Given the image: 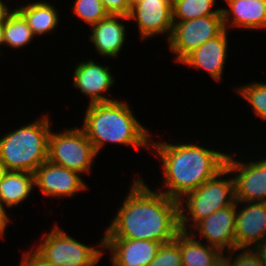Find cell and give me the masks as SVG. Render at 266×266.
Segmentation results:
<instances>
[{
	"instance_id": "cell-1",
	"label": "cell",
	"mask_w": 266,
	"mask_h": 266,
	"mask_svg": "<svg viewBox=\"0 0 266 266\" xmlns=\"http://www.w3.org/2000/svg\"><path fill=\"white\" fill-rule=\"evenodd\" d=\"M103 238L143 239L161 244L173 241L180 229L179 201L153 191L137 177Z\"/></svg>"
},
{
	"instance_id": "cell-2",
	"label": "cell",
	"mask_w": 266,
	"mask_h": 266,
	"mask_svg": "<svg viewBox=\"0 0 266 266\" xmlns=\"http://www.w3.org/2000/svg\"><path fill=\"white\" fill-rule=\"evenodd\" d=\"M151 151L162 161L164 186L157 190L177 201L222 171L226 167L228 155L205 148V145L169 144L152 139Z\"/></svg>"
},
{
	"instance_id": "cell-3",
	"label": "cell",
	"mask_w": 266,
	"mask_h": 266,
	"mask_svg": "<svg viewBox=\"0 0 266 266\" xmlns=\"http://www.w3.org/2000/svg\"><path fill=\"white\" fill-rule=\"evenodd\" d=\"M81 128L98 155L105 143L150 150V132L125 101L88 104Z\"/></svg>"
},
{
	"instance_id": "cell-4",
	"label": "cell",
	"mask_w": 266,
	"mask_h": 266,
	"mask_svg": "<svg viewBox=\"0 0 266 266\" xmlns=\"http://www.w3.org/2000/svg\"><path fill=\"white\" fill-rule=\"evenodd\" d=\"M49 115L0 137V160L8 171L34 173L48 157Z\"/></svg>"
},
{
	"instance_id": "cell-5",
	"label": "cell",
	"mask_w": 266,
	"mask_h": 266,
	"mask_svg": "<svg viewBox=\"0 0 266 266\" xmlns=\"http://www.w3.org/2000/svg\"><path fill=\"white\" fill-rule=\"evenodd\" d=\"M225 175L232 177L224 179ZM235 202L233 174L225 167L215 177L179 200L180 229L189 232L199 221Z\"/></svg>"
},
{
	"instance_id": "cell-6",
	"label": "cell",
	"mask_w": 266,
	"mask_h": 266,
	"mask_svg": "<svg viewBox=\"0 0 266 266\" xmlns=\"http://www.w3.org/2000/svg\"><path fill=\"white\" fill-rule=\"evenodd\" d=\"M35 251L56 266H95L103 256V238L96 245L89 246L68 235L59 225H53L44 233ZM99 245V246H98ZM98 247H101L100 249Z\"/></svg>"
},
{
	"instance_id": "cell-7",
	"label": "cell",
	"mask_w": 266,
	"mask_h": 266,
	"mask_svg": "<svg viewBox=\"0 0 266 266\" xmlns=\"http://www.w3.org/2000/svg\"><path fill=\"white\" fill-rule=\"evenodd\" d=\"M98 154L84 130L70 128L59 133L50 132L47 160L79 174H91L92 163Z\"/></svg>"
},
{
	"instance_id": "cell-8",
	"label": "cell",
	"mask_w": 266,
	"mask_h": 266,
	"mask_svg": "<svg viewBox=\"0 0 266 266\" xmlns=\"http://www.w3.org/2000/svg\"><path fill=\"white\" fill-rule=\"evenodd\" d=\"M223 15H208L185 22H173V30L168 40L169 50L180 62L206 41L218 36L223 30Z\"/></svg>"
},
{
	"instance_id": "cell-9",
	"label": "cell",
	"mask_w": 266,
	"mask_h": 266,
	"mask_svg": "<svg viewBox=\"0 0 266 266\" xmlns=\"http://www.w3.org/2000/svg\"><path fill=\"white\" fill-rule=\"evenodd\" d=\"M227 155L226 167L234 174L236 202H266V157L241 162Z\"/></svg>"
},
{
	"instance_id": "cell-10",
	"label": "cell",
	"mask_w": 266,
	"mask_h": 266,
	"mask_svg": "<svg viewBox=\"0 0 266 266\" xmlns=\"http://www.w3.org/2000/svg\"><path fill=\"white\" fill-rule=\"evenodd\" d=\"M128 18L136 21L141 40L167 34L168 41L173 30L172 0H135Z\"/></svg>"
},
{
	"instance_id": "cell-11",
	"label": "cell",
	"mask_w": 266,
	"mask_h": 266,
	"mask_svg": "<svg viewBox=\"0 0 266 266\" xmlns=\"http://www.w3.org/2000/svg\"><path fill=\"white\" fill-rule=\"evenodd\" d=\"M235 221L236 202L199 221L189 232L198 239L200 237V241L205 239L207 245L219 249L224 254L236 249Z\"/></svg>"
},
{
	"instance_id": "cell-12",
	"label": "cell",
	"mask_w": 266,
	"mask_h": 266,
	"mask_svg": "<svg viewBox=\"0 0 266 266\" xmlns=\"http://www.w3.org/2000/svg\"><path fill=\"white\" fill-rule=\"evenodd\" d=\"M80 175L47 160L34 172L35 187L37 186L45 197L72 198L82 190H88V185Z\"/></svg>"
},
{
	"instance_id": "cell-13",
	"label": "cell",
	"mask_w": 266,
	"mask_h": 266,
	"mask_svg": "<svg viewBox=\"0 0 266 266\" xmlns=\"http://www.w3.org/2000/svg\"><path fill=\"white\" fill-rule=\"evenodd\" d=\"M235 233L236 249H255L266 240V202H236Z\"/></svg>"
},
{
	"instance_id": "cell-14",
	"label": "cell",
	"mask_w": 266,
	"mask_h": 266,
	"mask_svg": "<svg viewBox=\"0 0 266 266\" xmlns=\"http://www.w3.org/2000/svg\"><path fill=\"white\" fill-rule=\"evenodd\" d=\"M110 66L100 65L92 59L76 64L73 74V86L89 97L90 104L104 103L117 100L103 94L113 87L115 79L110 71ZM79 88V89H78Z\"/></svg>"
},
{
	"instance_id": "cell-15",
	"label": "cell",
	"mask_w": 266,
	"mask_h": 266,
	"mask_svg": "<svg viewBox=\"0 0 266 266\" xmlns=\"http://www.w3.org/2000/svg\"><path fill=\"white\" fill-rule=\"evenodd\" d=\"M161 243L150 240L103 238V250L112 255V266H148L157 255Z\"/></svg>"
},
{
	"instance_id": "cell-16",
	"label": "cell",
	"mask_w": 266,
	"mask_h": 266,
	"mask_svg": "<svg viewBox=\"0 0 266 266\" xmlns=\"http://www.w3.org/2000/svg\"><path fill=\"white\" fill-rule=\"evenodd\" d=\"M228 30L224 29L218 36L206 41L193 50L180 63L188 67L207 71L212 79L221 81L228 49Z\"/></svg>"
},
{
	"instance_id": "cell-17",
	"label": "cell",
	"mask_w": 266,
	"mask_h": 266,
	"mask_svg": "<svg viewBox=\"0 0 266 266\" xmlns=\"http://www.w3.org/2000/svg\"><path fill=\"white\" fill-rule=\"evenodd\" d=\"M121 20V21H120ZM122 20L129 21L128 16L109 14L106 18L90 27L89 40L96 52L103 57L116 58L119 56L126 41V28ZM121 22V23H120Z\"/></svg>"
},
{
	"instance_id": "cell-18",
	"label": "cell",
	"mask_w": 266,
	"mask_h": 266,
	"mask_svg": "<svg viewBox=\"0 0 266 266\" xmlns=\"http://www.w3.org/2000/svg\"><path fill=\"white\" fill-rule=\"evenodd\" d=\"M228 8H222L223 25L251 30H266V0H224Z\"/></svg>"
},
{
	"instance_id": "cell-19",
	"label": "cell",
	"mask_w": 266,
	"mask_h": 266,
	"mask_svg": "<svg viewBox=\"0 0 266 266\" xmlns=\"http://www.w3.org/2000/svg\"><path fill=\"white\" fill-rule=\"evenodd\" d=\"M178 246L183 266H216L224 257L219 249L182 230L178 233Z\"/></svg>"
},
{
	"instance_id": "cell-20",
	"label": "cell",
	"mask_w": 266,
	"mask_h": 266,
	"mask_svg": "<svg viewBox=\"0 0 266 266\" xmlns=\"http://www.w3.org/2000/svg\"><path fill=\"white\" fill-rule=\"evenodd\" d=\"M35 185L34 173L8 171L0 181V205L13 208L29 197Z\"/></svg>"
},
{
	"instance_id": "cell-21",
	"label": "cell",
	"mask_w": 266,
	"mask_h": 266,
	"mask_svg": "<svg viewBox=\"0 0 266 266\" xmlns=\"http://www.w3.org/2000/svg\"><path fill=\"white\" fill-rule=\"evenodd\" d=\"M16 9L24 16L35 36L54 32L60 21L57 9L50 2H29V4L20 5Z\"/></svg>"
},
{
	"instance_id": "cell-22",
	"label": "cell",
	"mask_w": 266,
	"mask_h": 266,
	"mask_svg": "<svg viewBox=\"0 0 266 266\" xmlns=\"http://www.w3.org/2000/svg\"><path fill=\"white\" fill-rule=\"evenodd\" d=\"M2 27L4 46L6 45L9 48H23L35 38L24 16L16 8L9 14Z\"/></svg>"
},
{
	"instance_id": "cell-23",
	"label": "cell",
	"mask_w": 266,
	"mask_h": 266,
	"mask_svg": "<svg viewBox=\"0 0 266 266\" xmlns=\"http://www.w3.org/2000/svg\"><path fill=\"white\" fill-rule=\"evenodd\" d=\"M216 0H172L173 22L222 13V8L213 9Z\"/></svg>"
},
{
	"instance_id": "cell-24",
	"label": "cell",
	"mask_w": 266,
	"mask_h": 266,
	"mask_svg": "<svg viewBox=\"0 0 266 266\" xmlns=\"http://www.w3.org/2000/svg\"><path fill=\"white\" fill-rule=\"evenodd\" d=\"M234 91L250 103L256 117L266 121V83L251 81V83L235 88Z\"/></svg>"
},
{
	"instance_id": "cell-25",
	"label": "cell",
	"mask_w": 266,
	"mask_h": 266,
	"mask_svg": "<svg viewBox=\"0 0 266 266\" xmlns=\"http://www.w3.org/2000/svg\"><path fill=\"white\" fill-rule=\"evenodd\" d=\"M72 9L77 18L90 27L109 15L101 0H75Z\"/></svg>"
},
{
	"instance_id": "cell-26",
	"label": "cell",
	"mask_w": 266,
	"mask_h": 266,
	"mask_svg": "<svg viewBox=\"0 0 266 266\" xmlns=\"http://www.w3.org/2000/svg\"><path fill=\"white\" fill-rule=\"evenodd\" d=\"M148 266H183L178 234L173 241L160 245L157 255Z\"/></svg>"
},
{
	"instance_id": "cell-27",
	"label": "cell",
	"mask_w": 266,
	"mask_h": 266,
	"mask_svg": "<svg viewBox=\"0 0 266 266\" xmlns=\"http://www.w3.org/2000/svg\"><path fill=\"white\" fill-rule=\"evenodd\" d=\"M236 251L237 253L241 252L232 256ZM223 259L227 262L228 266H264L260 255L255 249H235L231 252L225 253Z\"/></svg>"
},
{
	"instance_id": "cell-28",
	"label": "cell",
	"mask_w": 266,
	"mask_h": 266,
	"mask_svg": "<svg viewBox=\"0 0 266 266\" xmlns=\"http://www.w3.org/2000/svg\"><path fill=\"white\" fill-rule=\"evenodd\" d=\"M105 10L112 15L129 16L132 2L130 0H101Z\"/></svg>"
},
{
	"instance_id": "cell-29",
	"label": "cell",
	"mask_w": 266,
	"mask_h": 266,
	"mask_svg": "<svg viewBox=\"0 0 266 266\" xmlns=\"http://www.w3.org/2000/svg\"><path fill=\"white\" fill-rule=\"evenodd\" d=\"M19 266H56L41 257L35 250L24 251Z\"/></svg>"
},
{
	"instance_id": "cell-30",
	"label": "cell",
	"mask_w": 266,
	"mask_h": 266,
	"mask_svg": "<svg viewBox=\"0 0 266 266\" xmlns=\"http://www.w3.org/2000/svg\"><path fill=\"white\" fill-rule=\"evenodd\" d=\"M9 215L0 205V239H3L5 236L6 227L9 224Z\"/></svg>"
},
{
	"instance_id": "cell-31",
	"label": "cell",
	"mask_w": 266,
	"mask_h": 266,
	"mask_svg": "<svg viewBox=\"0 0 266 266\" xmlns=\"http://www.w3.org/2000/svg\"><path fill=\"white\" fill-rule=\"evenodd\" d=\"M14 10V8L12 9H8V5H5V2H3L2 0H0V25H3L5 23V21L7 20L9 14Z\"/></svg>"
},
{
	"instance_id": "cell-32",
	"label": "cell",
	"mask_w": 266,
	"mask_h": 266,
	"mask_svg": "<svg viewBox=\"0 0 266 266\" xmlns=\"http://www.w3.org/2000/svg\"><path fill=\"white\" fill-rule=\"evenodd\" d=\"M255 250L260 255L264 266H266V240H264L261 244H259Z\"/></svg>"
},
{
	"instance_id": "cell-33",
	"label": "cell",
	"mask_w": 266,
	"mask_h": 266,
	"mask_svg": "<svg viewBox=\"0 0 266 266\" xmlns=\"http://www.w3.org/2000/svg\"><path fill=\"white\" fill-rule=\"evenodd\" d=\"M7 172H8V169L0 160V181L4 178Z\"/></svg>"
},
{
	"instance_id": "cell-34",
	"label": "cell",
	"mask_w": 266,
	"mask_h": 266,
	"mask_svg": "<svg viewBox=\"0 0 266 266\" xmlns=\"http://www.w3.org/2000/svg\"><path fill=\"white\" fill-rule=\"evenodd\" d=\"M4 45V37H3V27L2 25H0V47ZM1 51H0V55H1Z\"/></svg>"
},
{
	"instance_id": "cell-35",
	"label": "cell",
	"mask_w": 266,
	"mask_h": 266,
	"mask_svg": "<svg viewBox=\"0 0 266 266\" xmlns=\"http://www.w3.org/2000/svg\"><path fill=\"white\" fill-rule=\"evenodd\" d=\"M216 266H228L227 262L223 259L219 264Z\"/></svg>"
}]
</instances>
